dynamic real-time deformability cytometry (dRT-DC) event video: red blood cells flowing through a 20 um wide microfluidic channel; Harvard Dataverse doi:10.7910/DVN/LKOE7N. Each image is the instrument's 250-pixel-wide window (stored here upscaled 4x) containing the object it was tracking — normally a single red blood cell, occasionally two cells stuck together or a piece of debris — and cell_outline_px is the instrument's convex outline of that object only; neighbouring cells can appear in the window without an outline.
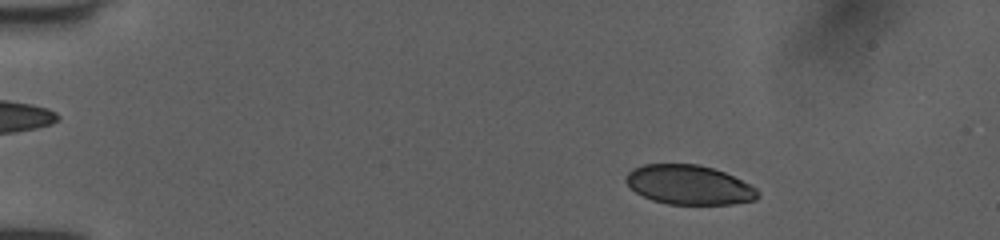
{"species": "human", "species_latin": "Homo sapiens", "temperature_condition": "room temperature", "stored_images_in_passage": 51, "camera_frame_rate_fps": 3000, "um_per_image_px": 0.085, "donor": {"sex": "female"}, "frame": {"image": 1, "passage_image": 8, "time_ms": 2.333, "image_size_px": [1000, 240], "cell_outline_px": [[760, 196], [756, 200], [732, 204], [668, 204], [652, 200], [636, 192], [624, 180], [624, 176], [632, 168], [644, 164], [700, 164], [724, 172], [756, 188], [760, 192]], "centroid_in_image_um": [58.56, 15.71], "position_along_channel_um": 26.4, "area_um2": 30.29}}
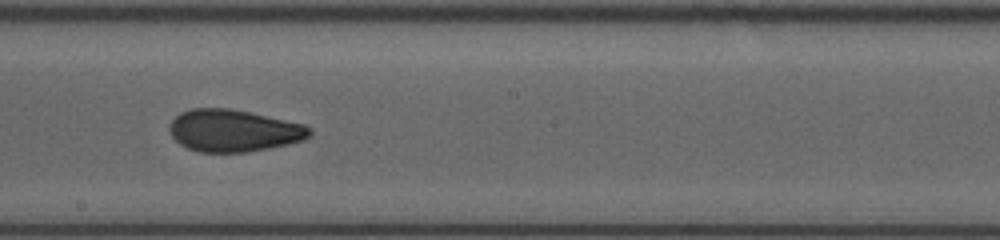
{"frame": {"image": 2, "passage_image": 30, "time_ms": 9.667, "image_size_px": [1000, 240], "cell_outline_px": [[312, 136], [304, 140], [288, 144], [248, 152], [200, 152], [188, 148], [180, 144], [172, 136], [168, 128], [172, 120], [180, 112], [192, 108], [228, 108], [248, 112], [304, 124], [312, 128]], "centroid_in_image_um": [19.87, 11.1], "position_along_channel_um": 228.3, "area_um2": 34.39}}
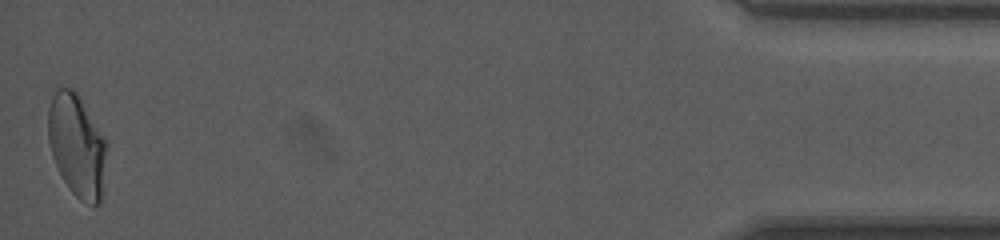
{"frame": {"image": 3, "passage_image": 51, "time_ms": 16.667, "image_size_px": [1000, 240], "cell_outline_px": [[108, 148], [104, 200], [100, 204], [92, 204], [80, 200], [72, 192], [64, 180], [52, 156], [48, 140], [48, 108], [52, 96], [56, 88], [72, 88], [80, 96], [108, 144]], "centroid_in_image_um": [6.59, 12.41], "position_along_channel_um": 428.6, "area_um2": 35.72}, "authors_computed_cell_mechanics": {"area_um2": 33.524, "velocity_mm_per_s": 4.0317, "shape_relaxation_time_tau1_ms": 8.634, "shape_relaxation_time_tau2_ms": 1.3949, "deformation_change_tau1": 0.1967, "deformation_change_tau2": 0.0694}}